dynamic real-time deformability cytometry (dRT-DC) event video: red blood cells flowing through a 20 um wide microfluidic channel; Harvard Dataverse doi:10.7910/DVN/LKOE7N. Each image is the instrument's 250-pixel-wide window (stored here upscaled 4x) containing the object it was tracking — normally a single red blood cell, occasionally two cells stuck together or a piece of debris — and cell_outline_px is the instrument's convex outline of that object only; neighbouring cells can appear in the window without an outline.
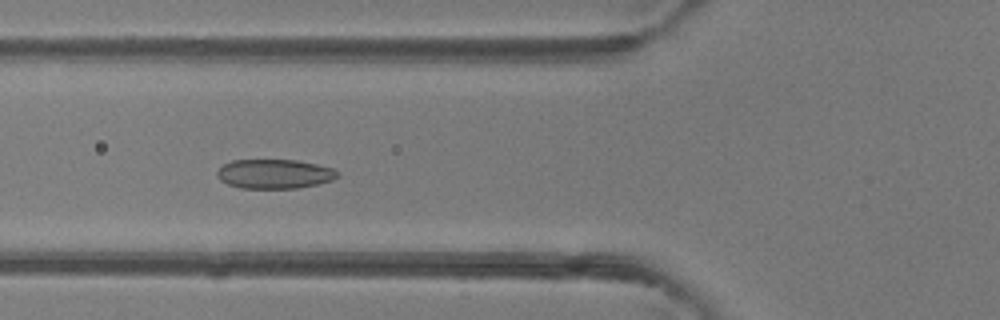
{"species": "common noctule bat (a hibernating species)", "species_latin": "Nyctalus noctula", "temperature_condition": "room temperature", "stored_images_in_passage": 49, "camera_frame_rate_fps": 3000, "um_per_image_px": 0.085, "animal": {"sex": "female"}, "frame": {"image": 1, "passage_image": 19, "time_ms": 6.0, "image_size_px": [1000, 320], "cell_outline_px": [[340, 176], [332, 180], [316, 184], [296, 188], [240, 188], [228, 184], [220, 180], [216, 176], [216, 172], [224, 164], [232, 160], [296, 160], [316, 164], [332, 168], [340, 172]], "centroid_in_image_um": [23.33, 14.78], "position_along_channel_um": 102.5, "area_um2": 20.58}}
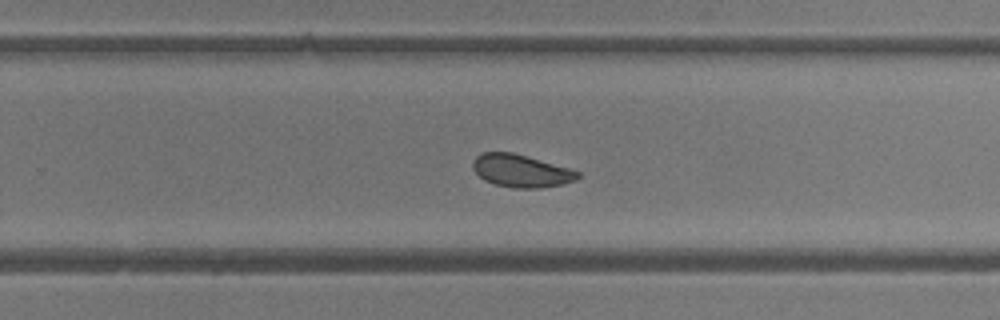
{"frame": {"image": 2, "passage_image": 32, "time_ms": 10.333, "image_size_px": [1000, 320], "cell_outline_px": [[580, 176], [576, 180], [564, 184], [540, 188], [512, 188], [496, 184], [484, 180], [472, 168], [472, 160], [476, 156], [484, 152], [512, 152], [568, 168], [580, 172]], "centroid_in_image_um": [44.28, 14.53], "position_along_channel_um": 285.5, "area_um2": 19.88}}
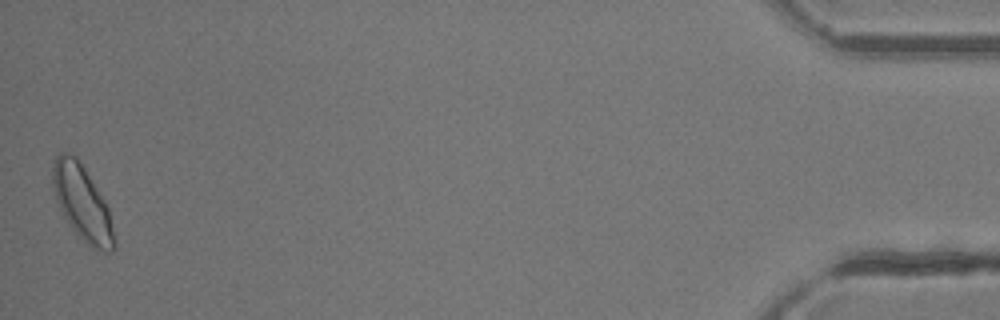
{"frame": {"image": 3, "passage_image": 49, "time_ms": 16.0, "image_size_px": [1000, 320], "cell_outline_px": [[116, 248], [112, 252], [104, 252], [92, 248], [72, 228], [64, 216], [56, 200], [52, 188], [52, 168], [56, 156], [60, 152], [68, 152], [76, 156], [84, 168], [104, 200], [108, 208], [116, 240]], "centroid_in_image_um": [6.99, 17.26], "position_along_channel_um": 428.2, "area_um2": 26.7}, "authors_computed_cell_mechanics": {"area_um2": 21.5016, "velocity_mm_per_s": 4.22, "shape_relaxation_time_tau1_ms": 2.4804, "shape_relaxation_time_tau2_ms": 1.5959, "deformation_change_tau1": 0.0819, "deformation_change_tau2": 0.0607}}